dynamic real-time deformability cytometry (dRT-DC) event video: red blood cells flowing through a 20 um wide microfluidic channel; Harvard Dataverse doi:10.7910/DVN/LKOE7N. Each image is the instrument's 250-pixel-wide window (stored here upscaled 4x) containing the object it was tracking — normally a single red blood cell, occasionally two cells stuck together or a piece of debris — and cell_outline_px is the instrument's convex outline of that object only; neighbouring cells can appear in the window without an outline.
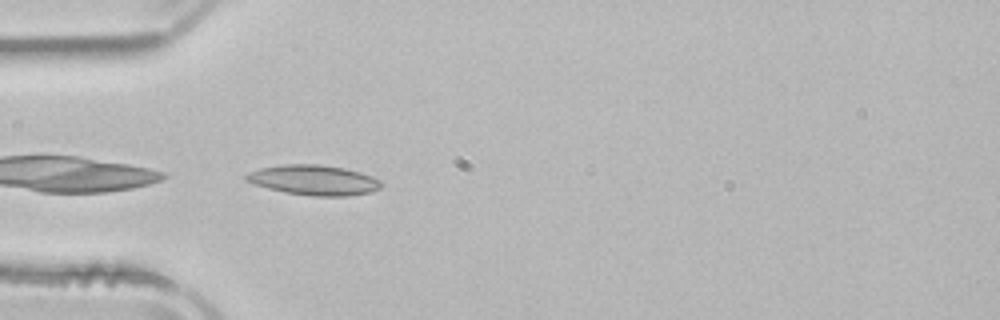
{"species": "common noctule bat (a hibernating species)", "species_latin": "Nyctalus noctula", "temperature_condition": "room temperature", "stored_images_in_passage": 23, "camera_frame_rate_fps": 3000, "um_per_image_px": 0.085, "animal": {"sex": "male", "body_mass_g": 21.5, "forearm_length_mm": 52.0}, "frame": {"image": 1, "passage_image": 1, "time_ms": 0.0, "image_size_px": [1000, 320], "cell_outline_px": [[380, 188], [372, 192], [348, 196], [312, 196], [284, 192], [268, 188], [244, 180], [244, 176], [248, 172], [260, 168], [284, 164], [320, 164], [344, 168], [360, 172], [372, 176], [380, 180]], "centroid_in_image_um": [26.67, 15.3], "position_along_channel_um": 58.3, "area_um2": 23.7}}
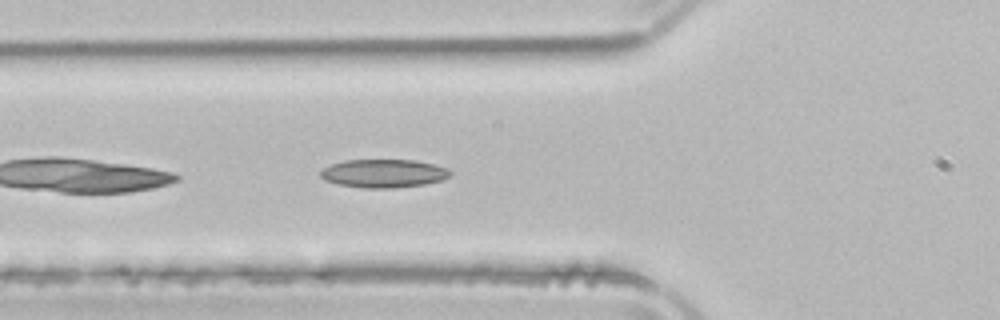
{"frame": {"image": 2, "passage_image": 4, "time_ms": 1.0, "image_size_px": [1000, 320], "cell_outline_px": [[452, 176], [440, 180], [424, 184], [392, 188], [364, 188], [340, 184], [324, 180], [320, 176], [320, 172], [324, 168], [332, 164], [344, 160], [416, 160], [448, 168], [452, 172]], "centroid_in_image_um": [32.63, 14.73], "position_along_channel_um": 93.2, "area_um2": 21.33}}